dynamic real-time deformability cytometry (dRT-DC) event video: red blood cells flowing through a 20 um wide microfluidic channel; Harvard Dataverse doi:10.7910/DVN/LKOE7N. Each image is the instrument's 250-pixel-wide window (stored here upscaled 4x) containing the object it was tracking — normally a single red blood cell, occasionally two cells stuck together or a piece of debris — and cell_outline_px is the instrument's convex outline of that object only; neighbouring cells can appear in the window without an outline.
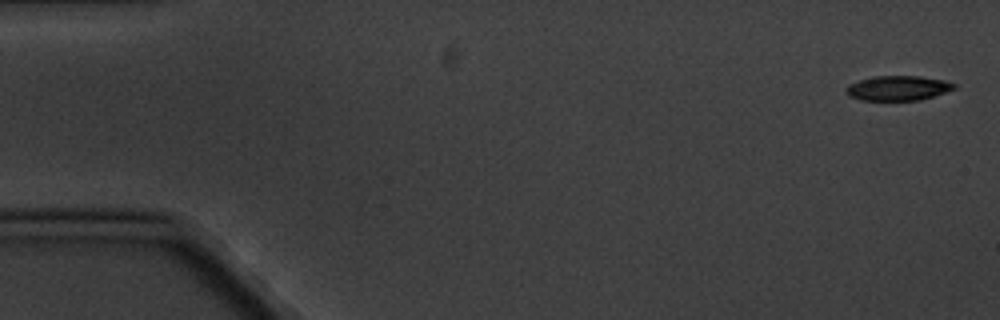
{"species": "common noctule bat (a hibernating species)", "species_latin": "Nyctalus noctula", "temperature_condition": "cold", "stored_images_in_passage": 9, "camera_frame_rate_fps": 3000, "um_per_image_px": 0.085, "animal": {"sex": "male", "body_mass_g": 20.1, "forearm_length_mm": 53.5}, "frame": {"image": 1, "passage_image": 1, "time_ms": 0.0, "image_size_px": [1000, 320], "cell_outline_px": [[956, 88], [920, 100], [860, 100], [848, 96], [844, 92], [844, 88], [848, 84], [860, 80], [876, 76], [920, 76], [944, 80], [956, 84]], "centroid_in_image_um": [76.27, 7.49], "position_along_channel_um": 8.7, "area_um2": 15.61}}
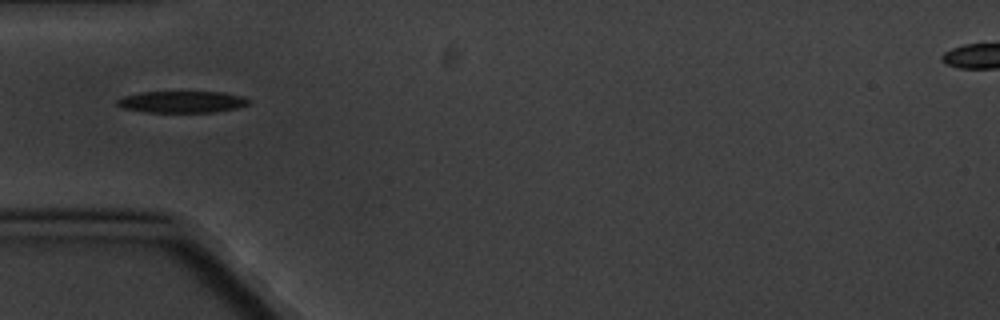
{"frame": {"image": 2, "passage_image": 6, "time_ms": 5.667, "image_size_px": [1000, 320], "cell_outline_px": [[248, 104], [236, 108], [216, 112], [144, 112], [120, 108], [116, 104], [116, 100], [124, 96], [140, 92], [224, 92], [240, 96], [248, 100]], "centroid_in_image_um": [15.39, 8.66], "position_along_channel_um": 69.6, "area_um2": 16.59}}